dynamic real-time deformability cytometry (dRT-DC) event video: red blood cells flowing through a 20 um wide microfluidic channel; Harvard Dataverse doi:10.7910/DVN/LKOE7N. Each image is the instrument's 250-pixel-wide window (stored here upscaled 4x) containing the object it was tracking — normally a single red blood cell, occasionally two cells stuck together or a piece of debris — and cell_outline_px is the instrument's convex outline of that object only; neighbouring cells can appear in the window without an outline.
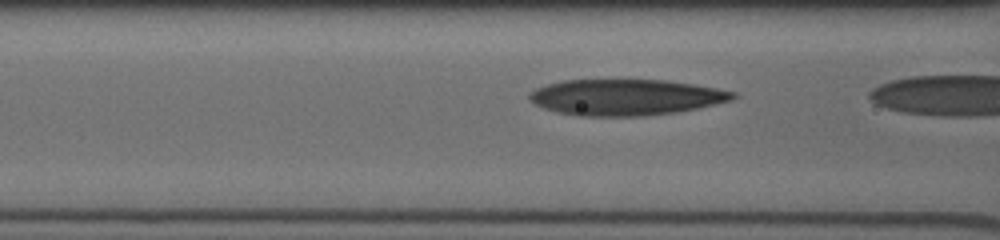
{"species": "human", "species_latin": "Homo sapiens", "temperature_condition": "cold", "stored_images_in_passage": 11, "camera_frame_rate_fps": 3000, "um_per_image_px": 0.085, "donor": {"sex": "male"}, "frame": {"image": 1, "passage_image": 10, "time_ms": 3.667, "image_size_px": [1000, 240], "cell_outline_px": [[740, 96], [732, 100], [696, 108], [676, 112], [644, 116], [576, 116], [556, 112], [544, 108], [528, 100], [528, 92], [536, 88], [548, 84], [564, 80], [664, 80], [692, 84], [716, 88], [736, 92]], "centroid_in_image_um": [53.17, 8.27], "position_along_channel_um": 113.4, "area_um2": 42.83}}